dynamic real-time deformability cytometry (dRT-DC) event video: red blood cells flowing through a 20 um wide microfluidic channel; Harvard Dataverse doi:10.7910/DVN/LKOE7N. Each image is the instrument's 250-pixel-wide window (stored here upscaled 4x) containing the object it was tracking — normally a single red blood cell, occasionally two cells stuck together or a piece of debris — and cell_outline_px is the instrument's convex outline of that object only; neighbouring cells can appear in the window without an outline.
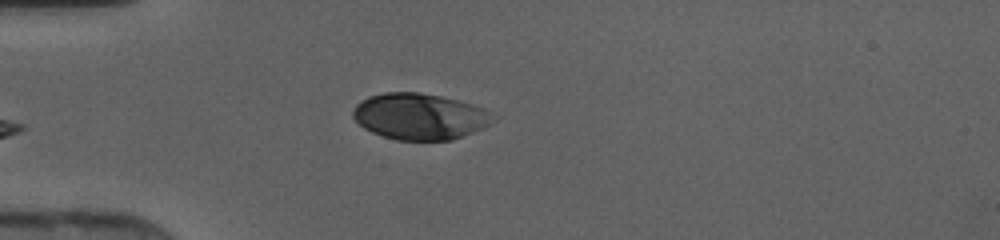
{"species": "human", "species_latin": "Homo sapiens", "temperature_condition": "cold", "stored_images_in_passage": 31, "camera_frame_rate_fps": 3000, "um_per_image_px": 0.085, "donor": {"sex": "female"}, "frame": {"image": 1, "passage_image": 1, "time_ms": 0.0, "image_size_px": [1000, 240], "cell_outline_px": [[488, 124], [484, 128], [452, 140], [396, 140], [372, 132], [364, 128], [352, 116], [352, 112], [356, 104], [360, 100], [368, 96], [384, 92], [416, 92], [440, 96], [472, 104], [484, 108], [488, 112]], "centroid_in_image_um": [35.59, 9.89], "position_along_channel_um": 49.4, "area_um2": 37.28}}
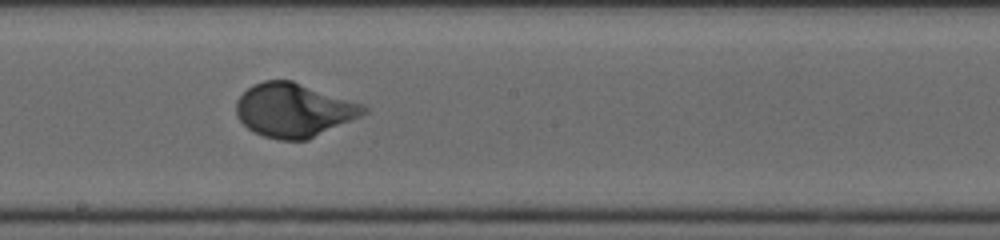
{"frame": {"image": 2, "passage_image": 14, "time_ms": 4.333, "image_size_px": [1000, 240], "cell_outline_px": [[368, 112], [360, 116], [308, 140], [280, 140], [264, 136], [252, 132], [236, 116], [236, 100], [252, 84], [264, 80], [292, 80], [364, 104], [368, 108]], "centroid_in_image_um": [24.97, 9.35], "position_along_channel_um": 223.2, "area_um2": 40.06}}
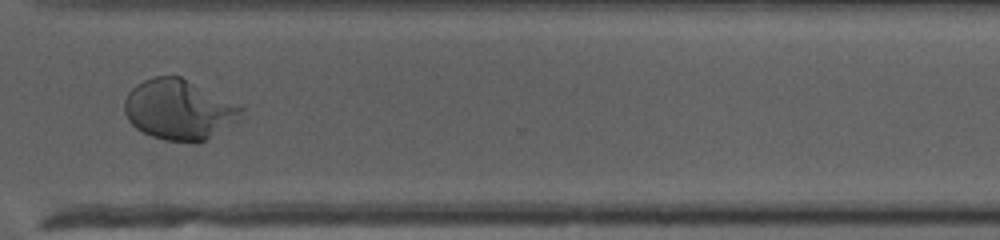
{"frame": {"image": 3, "passage_image": 23, "time_ms": 7.333, "image_size_px": [1000, 240], "cell_outline_px": [[244, 108], [236, 120], [204, 140], [164, 140], [152, 136], [136, 128], [128, 120], [124, 112], [124, 100], [128, 92], [136, 84], [144, 80], [156, 76], [180, 76]], "centroid_in_image_um": [15.12, 9.29], "position_along_channel_um": 355.5, "area_um2": 39.77}}